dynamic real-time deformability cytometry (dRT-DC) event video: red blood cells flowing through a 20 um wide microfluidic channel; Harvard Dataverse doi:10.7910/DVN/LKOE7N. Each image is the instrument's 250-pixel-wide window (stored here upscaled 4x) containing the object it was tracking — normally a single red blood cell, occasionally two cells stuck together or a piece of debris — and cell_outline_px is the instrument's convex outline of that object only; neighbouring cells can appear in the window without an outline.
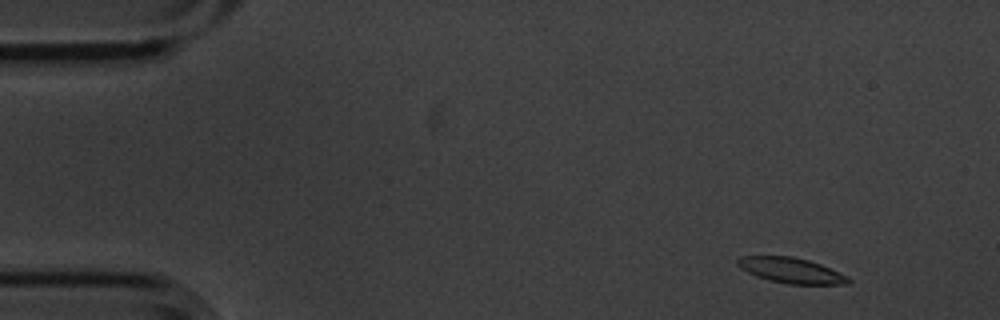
{"species": "common noctule bat (a hibernating species)", "species_latin": "Nyctalus noctula", "temperature_condition": "cold", "stored_images_in_passage": 4, "camera_frame_rate_fps": 3000, "um_per_image_px": 0.085, "animal": {"sex": "male", "body_mass_g": 20.1, "forearm_length_mm": 53.5}, "frame": {"image": 1, "passage_image": 1, "time_ms": 0.0, "image_size_px": [1000, 320], "cell_outline_px": [[852, 280], [848, 284], [788, 284], [768, 280], [756, 276], [740, 268], [736, 264], [736, 260], [740, 256], [792, 256], [808, 260], [820, 264], [848, 276]], "centroid_in_image_um": [67.23, 22.98], "position_along_channel_um": 17.8, "area_um2": 16.42}}
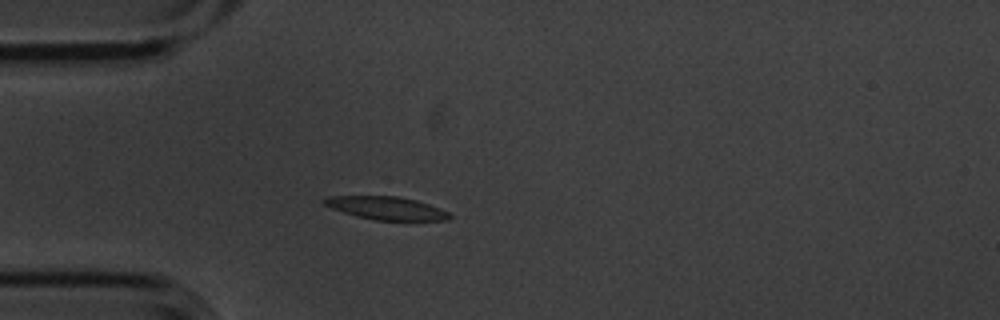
{"frame": {"image": 2, "passage_image": 4, "time_ms": 1.0, "image_size_px": [1000, 320], "cell_outline_px": [[452, 216], [448, 220], [376, 220], [356, 216], [332, 208], [324, 204], [320, 200], [328, 196], [396, 196], [416, 200], [428, 204], [448, 212]], "centroid_in_image_um": [32.81, 17.68], "position_along_channel_um": 52.2, "area_um2": 16.65}}